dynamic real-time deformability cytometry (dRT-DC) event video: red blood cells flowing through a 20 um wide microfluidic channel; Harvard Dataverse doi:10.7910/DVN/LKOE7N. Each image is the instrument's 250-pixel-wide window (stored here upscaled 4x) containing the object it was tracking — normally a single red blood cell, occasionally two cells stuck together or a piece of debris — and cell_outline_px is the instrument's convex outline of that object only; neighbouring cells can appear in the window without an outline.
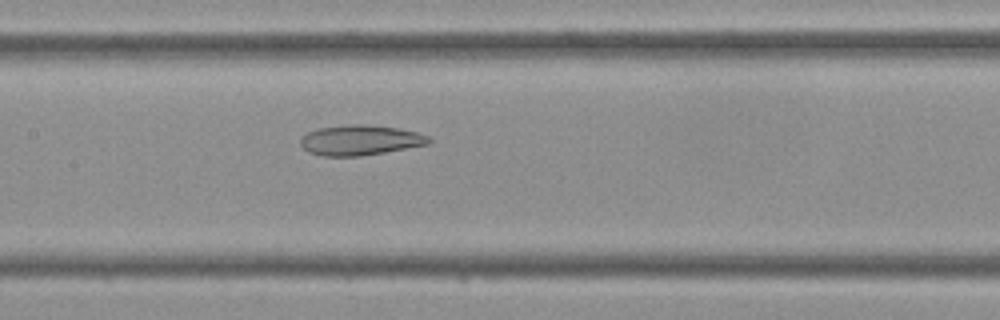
{"species": "Egyptian fruit bat (a non-hibernating species)", "species_latin": "Rousettus aegyptiacus", "temperature_condition": "cold", "stored_images_in_passage": 44, "camera_frame_rate_fps": 3000, "um_per_image_px": 0.085, "frame": {"image": 1, "passage_image": 21, "time_ms": 6.667, "image_size_px": [1000, 320], "cell_outline_px": [[432, 144], [360, 156], [320, 156], [308, 152], [300, 144], [300, 136], [308, 132], [320, 128], [352, 124], [364, 124], [396, 128], [416, 132], [428, 136], [432, 140]], "centroid_in_image_um": [30.61, 11.92], "position_along_channel_um": 176.8, "area_um2": 22.6}}
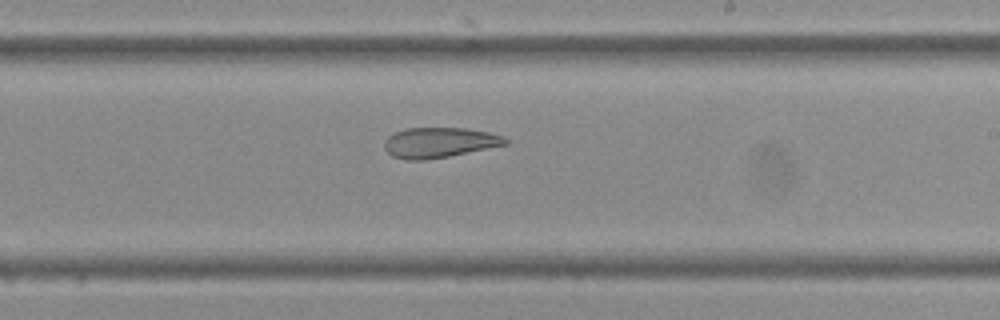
{"frame": {"image": 2, "passage_image": 26, "time_ms": 8.333, "image_size_px": [1000, 320], "cell_outline_px": [[508, 144], [448, 156], [424, 160], [404, 160], [392, 156], [384, 148], [384, 140], [388, 136], [404, 128], [468, 128], [488, 132], [504, 136], [508, 140]], "centroid_in_image_um": [37.32, 12.11], "position_along_channel_um": 251.7, "area_um2": 21.33}}
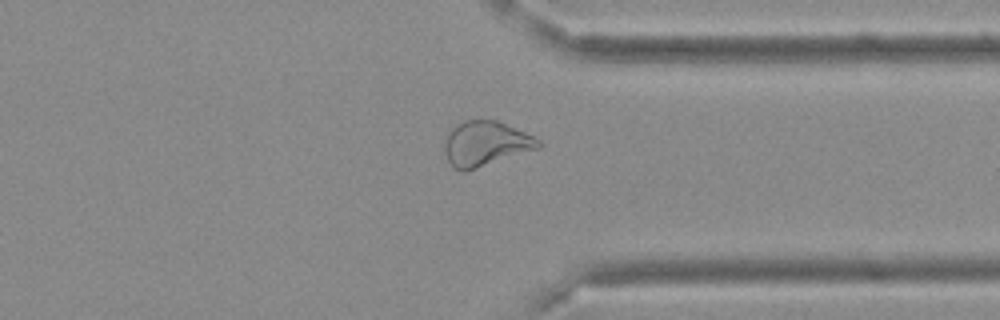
{"frame": {"image": 3, "passage_image": 34, "time_ms": 11.0, "image_size_px": [1000, 320], "cell_outline_px": [[544, 144], [540, 148], [464, 172], [460, 172], [452, 168], [444, 152], [444, 144], [448, 128], [464, 120], [496, 120], [524, 132], [540, 140]], "centroid_in_image_um": [41.23, 12.22], "position_along_channel_um": 370.2, "area_um2": 24.8}}